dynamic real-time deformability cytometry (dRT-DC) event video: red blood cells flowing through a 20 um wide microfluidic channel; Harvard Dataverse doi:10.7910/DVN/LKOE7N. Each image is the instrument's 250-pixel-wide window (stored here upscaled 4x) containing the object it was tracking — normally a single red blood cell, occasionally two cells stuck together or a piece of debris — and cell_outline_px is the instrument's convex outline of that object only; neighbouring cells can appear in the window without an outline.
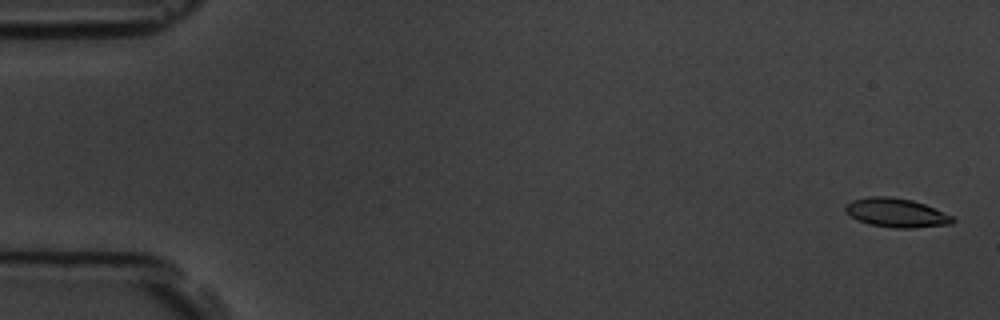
{"species": "common noctule bat (a hibernating species)", "species_latin": "Nyctalus noctula", "temperature_condition": "room temperature", "stored_images_in_passage": 5, "camera_frame_rate_fps": 3000, "um_per_image_px": 0.085, "animal": {"sex": "male", "body_mass_g": 19.5, "forearm_length_mm": 54.6}, "frame": {"image": 1, "passage_image": 1, "time_ms": 0.0, "image_size_px": [1000, 320], "cell_outline_px": [[956, 220], [952, 224], [912, 228], [896, 228], [868, 224], [856, 220], [844, 208], [844, 204], [852, 200], [868, 196], [892, 196], [912, 200], [924, 204], [952, 216]], "centroid_in_image_um": [76.16, 18.08], "position_along_channel_um": 8.8, "area_um2": 18.15}}
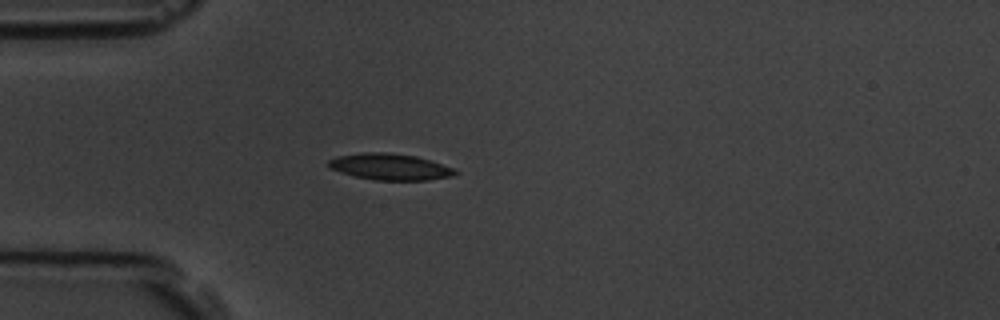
{"frame": {"image": 2, "passage_image": 5, "time_ms": 4.667, "image_size_px": [1000, 320], "cell_outline_px": [[460, 172], [452, 176], [428, 180], [376, 180], [356, 176], [340, 172], [332, 168], [328, 164], [328, 160], [336, 156], [360, 152], [384, 152], [416, 156], [452, 168]], "centroid_in_image_um": [33.13, 14.17], "position_along_channel_um": 51.9, "area_um2": 19.25}}